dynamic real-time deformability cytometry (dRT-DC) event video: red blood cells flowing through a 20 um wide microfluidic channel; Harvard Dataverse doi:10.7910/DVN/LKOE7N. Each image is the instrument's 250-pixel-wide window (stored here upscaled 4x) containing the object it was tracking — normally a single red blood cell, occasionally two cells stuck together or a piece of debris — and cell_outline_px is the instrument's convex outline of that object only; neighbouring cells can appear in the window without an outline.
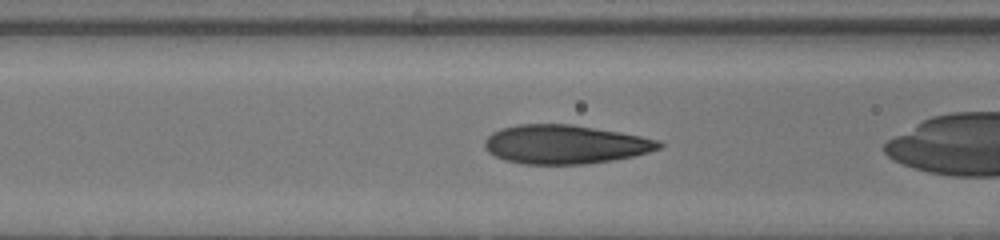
{"species": "human", "species_latin": "Homo sapiens", "temperature_condition": "warm", "stored_images_in_passage": 25, "camera_frame_rate_fps": 3000, "um_per_image_px": 0.085, "donor": {"sex": "male"}, "frame": {"image": 1, "passage_image": 6, "time_ms": 1.667, "image_size_px": [1000, 240], "cell_outline_px": [[664, 144], [660, 148], [648, 152], [632, 156], [612, 160], [584, 164], [524, 164], [504, 160], [488, 152], [484, 148], [484, 140], [492, 132], [500, 128], [516, 124], [572, 124], [620, 132], [660, 140]], "centroid_in_image_um": [48.0, 12.26], "position_along_channel_um": 118.6, "area_um2": 39.59}}
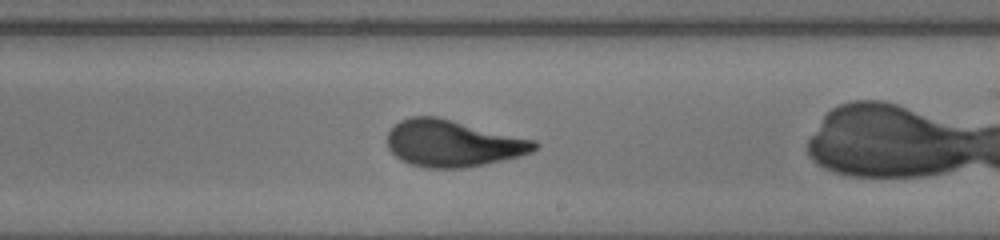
{"frame": {"image": 2, "passage_image": 15, "time_ms": 4.667, "image_size_px": [1000, 240], "cell_outline_px": [[540, 144], [532, 152], [520, 156], [504, 160], [464, 168], [428, 168], [412, 164], [400, 160], [388, 148], [388, 132], [400, 120], [408, 116], [436, 116], [536, 140]], "centroid_in_image_um": [38.5, 12.18], "position_along_channel_um": 250.5, "area_um2": 40.06}}
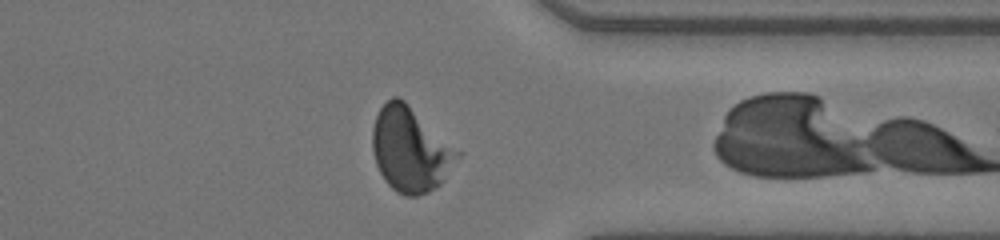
{"frame": {"image": 3, "passage_image": 24, "time_ms": 7.667, "image_size_px": [1000, 240], "cell_outline_px": [[464, 152], [444, 180], [436, 188], [428, 192], [416, 196], [404, 196], [396, 192], [384, 180], [376, 164], [372, 148], [372, 128], [376, 116], [380, 108], [392, 96], [396, 96], [404, 100]], "centroid_in_image_um": [34.93, 12.71], "position_along_channel_um": 376.5, "area_um2": 42.54}}